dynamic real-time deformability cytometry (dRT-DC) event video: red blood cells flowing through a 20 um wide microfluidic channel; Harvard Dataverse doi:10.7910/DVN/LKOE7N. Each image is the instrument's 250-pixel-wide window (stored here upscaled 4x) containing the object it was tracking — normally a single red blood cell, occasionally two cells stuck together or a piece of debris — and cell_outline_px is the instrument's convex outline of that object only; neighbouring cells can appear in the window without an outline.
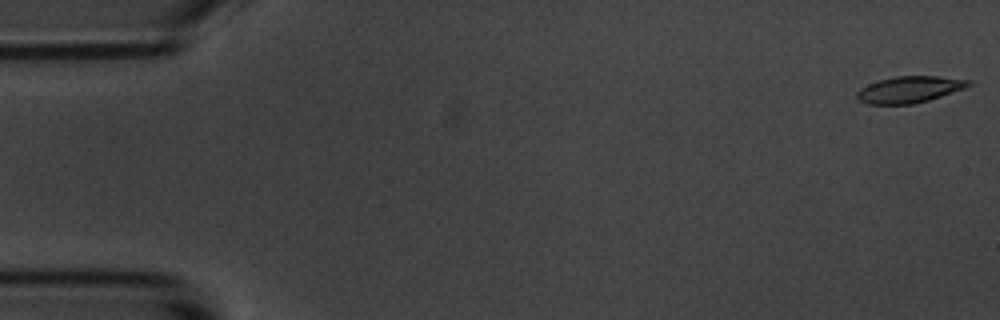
{"species": "common noctule bat (a hibernating species)", "species_latin": "Nyctalus noctula", "temperature_condition": "room temperature", "stored_images_in_passage": 4, "camera_frame_rate_fps": 3000, "um_per_image_px": 0.085, "animal": {"sex": "male", "body_mass_g": 20.1, "forearm_length_mm": 53.5}, "frame": {"image": 1, "passage_image": 1, "time_ms": 0.0, "image_size_px": [1000, 320], "cell_outline_px": [[972, 84], [964, 88], [928, 100], [912, 104], [868, 104], [860, 100], [856, 96], [856, 92], [860, 88], [868, 84], [880, 80], [896, 76], [940, 76], [972, 80]], "centroid_in_image_um": [77.3, 7.6], "position_along_channel_um": 7.7, "area_um2": 17.11}}